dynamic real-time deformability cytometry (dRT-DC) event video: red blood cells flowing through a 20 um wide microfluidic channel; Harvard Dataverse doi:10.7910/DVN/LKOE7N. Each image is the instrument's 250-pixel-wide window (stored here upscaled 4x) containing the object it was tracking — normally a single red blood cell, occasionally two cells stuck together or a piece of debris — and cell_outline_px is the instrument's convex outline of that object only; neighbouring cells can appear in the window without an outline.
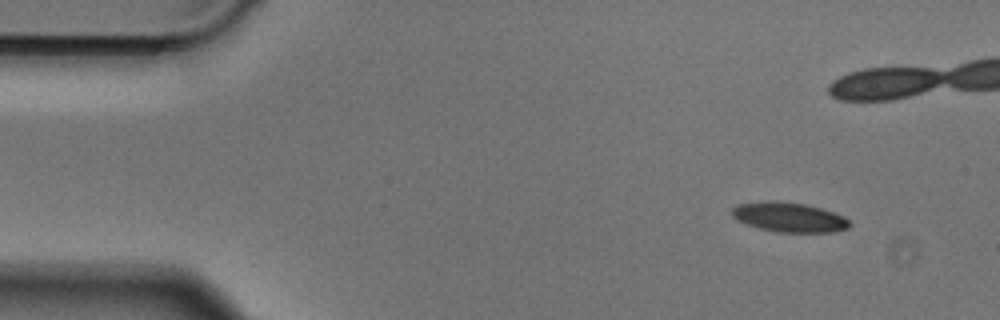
{"species": "Egyptian fruit bat (a non-hibernating species)", "species_latin": "Rousettus aegyptiacus", "temperature_condition": "cold", "stored_images_in_passage": 49, "camera_frame_rate_fps": 3000, "um_per_image_px": 0.085, "animal": {"sex": "male"}, "frame": {"image": 1, "passage_image": 4, "time_ms": 1.0, "image_size_px": [1000, 320], "cell_outline_px": [[852, 224], [848, 228], [836, 232], [776, 232], [760, 228], [736, 220], [732, 216], [732, 208], [736, 204], [764, 200], [780, 200], [804, 204], [820, 208], [844, 216]], "centroid_in_image_um": [67.06, 18.45], "position_along_channel_um": 17.9, "area_um2": 20.52}}
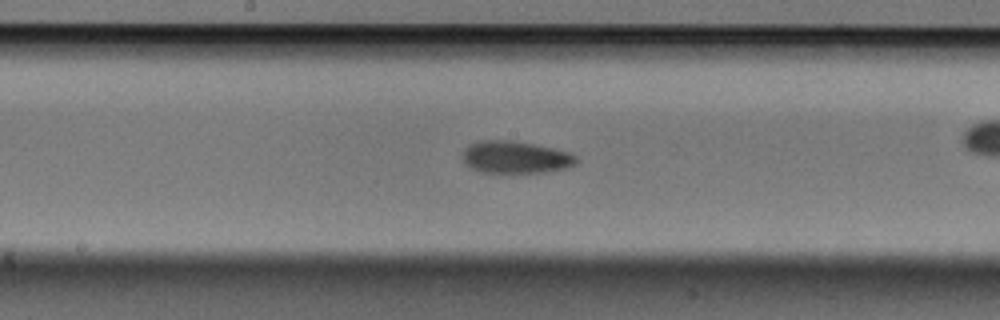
{"frame": {"image": 2, "passage_image": 24, "time_ms": 7.667, "image_size_px": [1000, 320], "cell_outline_px": [[580, 160], [576, 164], [568, 168], [544, 172], [484, 172], [472, 168], [464, 164], [464, 148], [468, 144], [480, 140], [512, 140], [572, 152]], "centroid_in_image_um": [43.86, 13.35], "position_along_channel_um": 204.3, "area_um2": 21.44}}
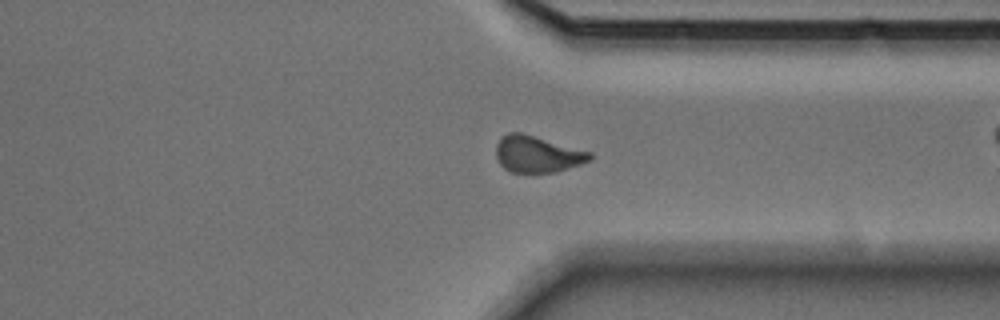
{"frame": {"image": 3, "passage_image": 36, "time_ms": 11.667, "image_size_px": [1000, 320], "cell_outline_px": [[592, 160], [556, 172], [508, 172], [500, 164], [496, 156], [496, 144], [508, 132], [520, 132], [592, 152]], "centroid_in_image_um": [45.67, 13.11], "position_along_channel_um": 365.7, "area_um2": 19.88}}